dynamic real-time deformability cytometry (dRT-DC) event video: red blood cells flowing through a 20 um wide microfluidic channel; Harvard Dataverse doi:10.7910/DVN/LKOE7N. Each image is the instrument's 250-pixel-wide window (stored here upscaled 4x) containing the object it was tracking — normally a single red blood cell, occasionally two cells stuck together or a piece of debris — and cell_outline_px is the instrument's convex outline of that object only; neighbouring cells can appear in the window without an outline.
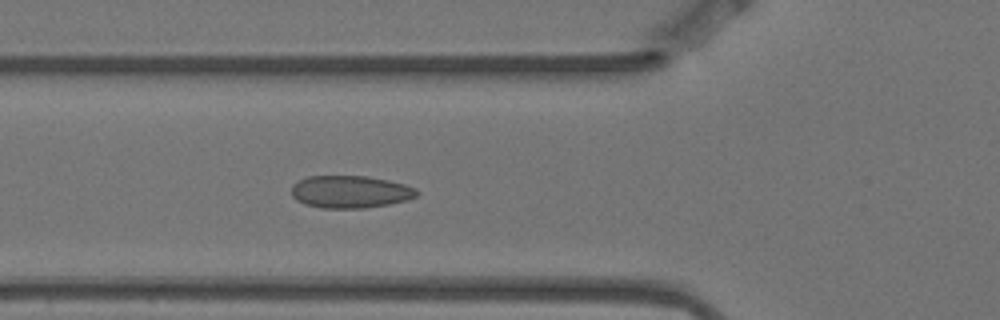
{"species": "Egyptian fruit bat (a non-hibernating species)", "species_latin": "Rousettus aegyptiacus", "temperature_condition": "warm", "stored_images_in_passage": 5, "camera_frame_rate_fps": 3000, "um_per_image_px": 0.085, "animal": {"sex": "female"}, "frame": {"image": 1, "passage_image": 5, "time_ms": 1.333, "image_size_px": [1000, 320], "cell_outline_px": [[420, 192], [416, 196], [404, 200], [388, 204], [360, 208], [320, 208], [304, 204], [296, 200], [292, 196], [292, 184], [308, 176], [368, 176], [388, 180], [404, 184], [416, 188]], "centroid_in_image_um": [29.75, 16.3], "position_along_channel_um": 96.1, "area_um2": 23.64}}